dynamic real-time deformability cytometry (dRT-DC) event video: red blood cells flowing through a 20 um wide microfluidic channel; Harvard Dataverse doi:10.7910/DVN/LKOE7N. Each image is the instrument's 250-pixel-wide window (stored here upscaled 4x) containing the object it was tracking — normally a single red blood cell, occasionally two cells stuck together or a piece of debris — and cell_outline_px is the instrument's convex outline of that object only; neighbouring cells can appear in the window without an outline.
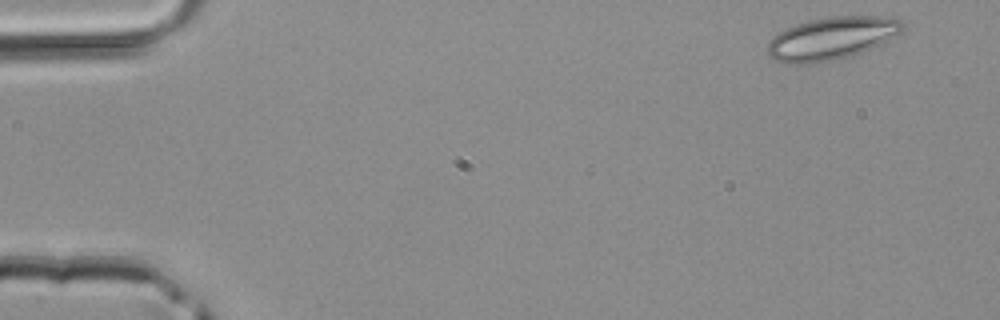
{"species": "common noctule bat (a hibernating species)", "species_latin": "Nyctalus noctula", "temperature_condition": "room temperature", "stored_images_in_passage": 4, "camera_frame_rate_fps": 3000, "um_per_image_px": 0.085, "animal": {"sex": "male", "body_mass_g": 20.4}, "frame": {"image": 1, "passage_image": 1, "time_ms": 0.0, "image_size_px": [1000, 320], "cell_outline_px": [[904, 32], [872, 48], [848, 56], [832, 60], [808, 64], [784, 64], [768, 56], [768, 44], [772, 36], [796, 24], [828, 16], [888, 16], [900, 20], [904, 24]], "centroid_in_image_um": [70.71, 3.25], "position_along_channel_um": 14.3, "area_um2": 33.64}}